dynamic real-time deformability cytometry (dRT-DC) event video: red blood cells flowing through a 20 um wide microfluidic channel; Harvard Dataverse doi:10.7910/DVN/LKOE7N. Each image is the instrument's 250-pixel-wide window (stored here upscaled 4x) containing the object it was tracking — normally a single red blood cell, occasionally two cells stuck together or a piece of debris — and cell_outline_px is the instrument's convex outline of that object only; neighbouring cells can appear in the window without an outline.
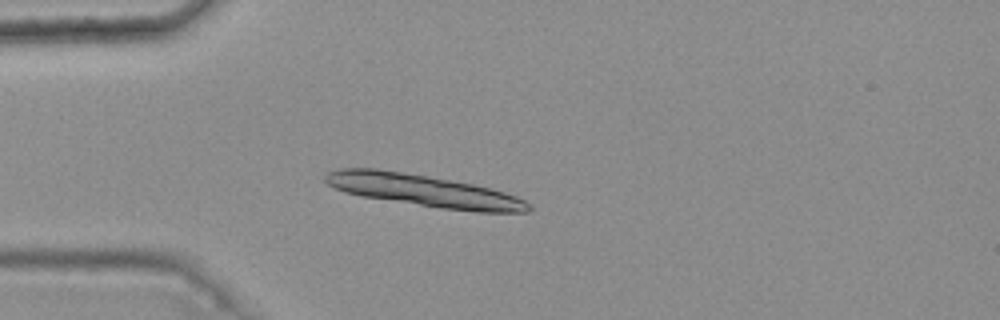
{"species": "common noctule bat (a hibernating species)", "species_latin": "Nyctalus noctula", "temperature_condition": "warm", "stored_images_in_passage": 3, "camera_frame_rate_fps": 3000, "um_per_image_px": 0.085, "animal": {"sex": "female", "body_mass_g": 25.1}, "frame": {"image": 1, "passage_image": 3, "time_ms": 0.667, "image_size_px": [1000, 320], "cell_outline_px": [[532, 208], [528, 212], [476, 212], [444, 208], [360, 196], [344, 192], [328, 184], [324, 180], [324, 176], [328, 172], [340, 168], [376, 168], [472, 184], [504, 192], [516, 196], [524, 200]], "centroid_in_image_um": [35.98, 16.2], "position_along_channel_um": 49.0, "area_um2": 37.22}}